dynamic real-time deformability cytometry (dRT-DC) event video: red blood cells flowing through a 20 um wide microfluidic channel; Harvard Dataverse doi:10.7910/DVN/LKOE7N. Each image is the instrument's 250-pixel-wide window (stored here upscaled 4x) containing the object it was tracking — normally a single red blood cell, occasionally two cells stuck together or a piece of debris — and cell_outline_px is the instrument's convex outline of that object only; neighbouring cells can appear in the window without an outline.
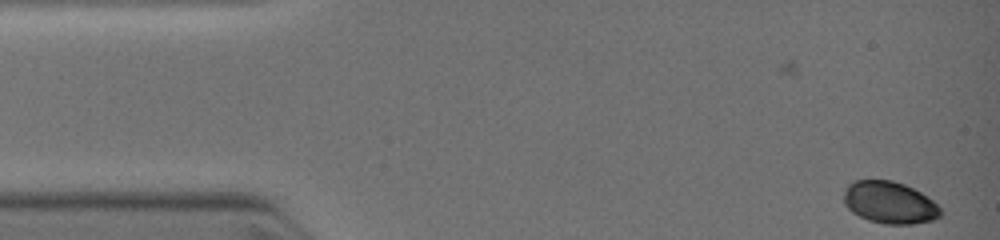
{"species": "common noctule bat (a hibernating species)", "species_latin": "Nyctalus noctula", "temperature_condition": "warm", "stored_images_in_passage": 2, "camera_frame_rate_fps": 3000, "um_per_image_px": 0.085, "animal": {"sex": "female", "body_mass_g": 19.0, "forearm_length_mm": 51.5}, "frame": {"image": 1, "passage_image": 2, "time_ms": 0.333, "image_size_px": [1000, 240], "cell_outline_px": [[944, 212], [940, 216], [932, 220], [912, 224], [884, 224], [868, 220], [852, 212], [844, 204], [844, 188], [848, 184], [856, 180], [892, 180], [904, 184], [920, 192], [932, 200]], "centroid_in_image_um": [75.6, 17.22], "position_along_channel_um": 9.4, "area_um2": 23.76}}